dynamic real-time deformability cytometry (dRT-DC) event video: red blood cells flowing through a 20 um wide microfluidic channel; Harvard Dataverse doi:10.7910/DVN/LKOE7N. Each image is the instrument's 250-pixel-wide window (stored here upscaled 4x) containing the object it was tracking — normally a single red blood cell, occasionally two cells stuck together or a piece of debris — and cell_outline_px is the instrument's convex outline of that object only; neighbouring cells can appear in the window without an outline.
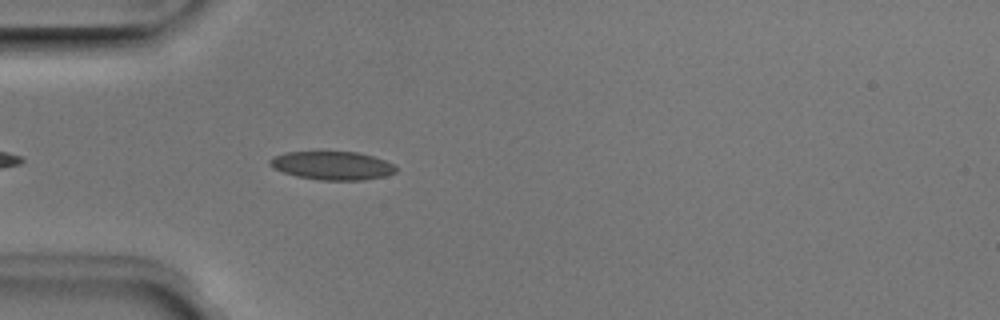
{"species": "Egyptian fruit bat (a non-hibernating species)", "species_latin": "Rousettus aegyptiacus", "temperature_condition": "room temperature", "stored_images_in_passage": 5, "camera_frame_rate_fps": 3000, "um_per_image_px": 0.085, "animal": {"sex": "male"}, "frame": {"image": 1, "passage_image": 5, "time_ms": 1.333, "image_size_px": [1000, 320], "cell_outline_px": [[396, 172], [384, 176], [364, 180], [320, 180], [296, 176], [272, 168], [268, 164], [268, 160], [272, 156], [284, 152], [360, 152], [384, 160], [392, 164], [396, 168]], "centroid_in_image_um": [28.19, 14.07], "position_along_channel_um": 56.8, "area_um2": 20.92}}